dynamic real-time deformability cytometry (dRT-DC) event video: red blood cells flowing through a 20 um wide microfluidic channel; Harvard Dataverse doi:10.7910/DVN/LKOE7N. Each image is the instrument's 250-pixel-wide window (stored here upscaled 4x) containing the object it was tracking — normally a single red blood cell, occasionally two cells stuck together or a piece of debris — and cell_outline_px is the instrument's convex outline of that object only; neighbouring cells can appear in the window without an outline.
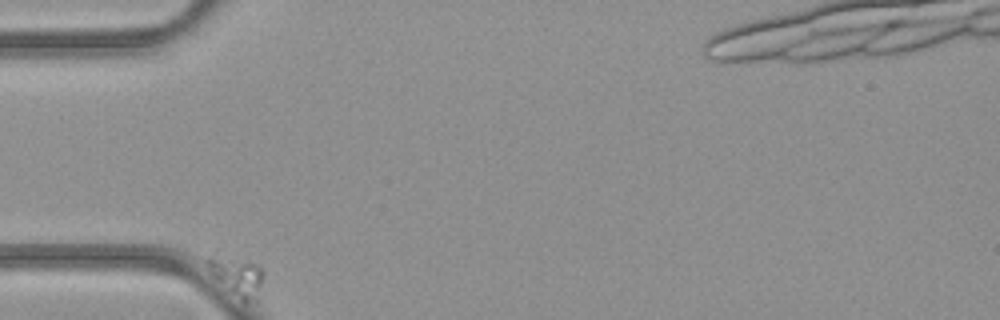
{"species": "common noctule bat (a hibernating species)", "species_latin": "Nyctalus noctula", "temperature_condition": "room temperature", "stored_images_in_passage": 43, "camera_frame_rate_fps": 3000, "um_per_image_px": 0.085, "animal": {"sex": "female", "body_mass_g": 21.9}, "frame": {"image": 1, "passage_image": 1, "time_ms": 0.0, "image_size_px": [1000, 320], "cell_outline_px": [[264, 276], [260, 284], [248, 300], [244, 304], [216, 280], [208, 272], [204, 264], [204, 260], [216, 248], [220, 248], [260, 264], [264, 268]], "centroid_in_image_um": [19.97, 23.21], "position_along_channel_um": 65.0, "area_um2": 14.05}}